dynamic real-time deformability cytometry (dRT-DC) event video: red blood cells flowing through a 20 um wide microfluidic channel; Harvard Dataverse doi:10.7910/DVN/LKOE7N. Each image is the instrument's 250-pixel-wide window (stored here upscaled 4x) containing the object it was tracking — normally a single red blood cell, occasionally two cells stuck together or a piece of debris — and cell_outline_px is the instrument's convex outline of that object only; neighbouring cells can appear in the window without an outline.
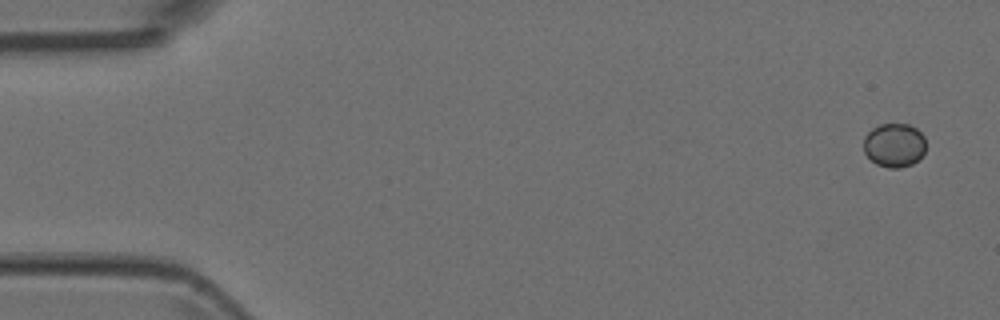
{"species": "Egyptian fruit bat (a non-hibernating species)", "species_latin": "Rousettus aegyptiacus", "temperature_condition": "room temperature", "stored_images_in_passage": 5, "camera_frame_rate_fps": 3000, "um_per_image_px": 0.085, "animal": {"sex": "female"}, "frame": {"image": 1, "passage_image": 1, "time_ms": 0.0, "image_size_px": [1000, 320], "cell_outline_px": [[924, 152], [912, 164], [900, 168], [888, 168], [876, 164], [864, 152], [864, 136], [872, 128], [880, 124], [908, 124], [916, 128], [924, 136]], "centroid_in_image_um": [75.99, 12.33], "position_along_channel_um": 9.0, "area_um2": 15.84}}
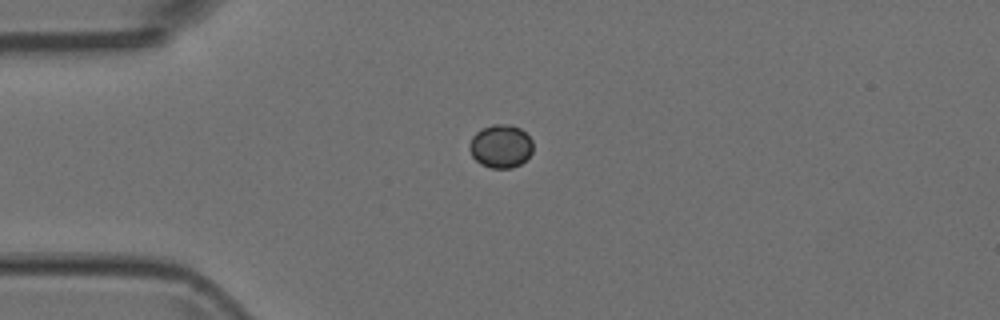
{"frame": {"image": 2, "passage_image": 4, "time_ms": 1.0, "image_size_px": [1000, 320], "cell_outline_px": [[532, 152], [520, 164], [512, 168], [492, 168], [480, 164], [472, 156], [468, 148], [468, 144], [472, 136], [476, 132], [492, 124], [508, 124], [520, 128], [532, 140]], "centroid_in_image_um": [42.53, 12.43], "position_along_channel_um": 42.5, "area_um2": 16.01}}